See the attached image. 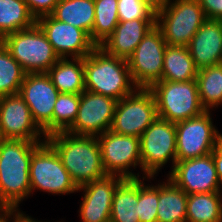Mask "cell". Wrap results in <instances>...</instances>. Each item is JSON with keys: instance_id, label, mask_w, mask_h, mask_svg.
<instances>
[{"instance_id": "obj_24", "label": "cell", "mask_w": 222, "mask_h": 222, "mask_svg": "<svg viewBox=\"0 0 222 222\" xmlns=\"http://www.w3.org/2000/svg\"><path fill=\"white\" fill-rule=\"evenodd\" d=\"M137 203L138 178H124L113 195L110 222H140Z\"/></svg>"}, {"instance_id": "obj_17", "label": "cell", "mask_w": 222, "mask_h": 222, "mask_svg": "<svg viewBox=\"0 0 222 222\" xmlns=\"http://www.w3.org/2000/svg\"><path fill=\"white\" fill-rule=\"evenodd\" d=\"M59 58H84L97 46L82 29L45 15L36 19Z\"/></svg>"}, {"instance_id": "obj_22", "label": "cell", "mask_w": 222, "mask_h": 222, "mask_svg": "<svg viewBox=\"0 0 222 222\" xmlns=\"http://www.w3.org/2000/svg\"><path fill=\"white\" fill-rule=\"evenodd\" d=\"M187 194L171 179L158 184L157 222H186Z\"/></svg>"}, {"instance_id": "obj_3", "label": "cell", "mask_w": 222, "mask_h": 222, "mask_svg": "<svg viewBox=\"0 0 222 222\" xmlns=\"http://www.w3.org/2000/svg\"><path fill=\"white\" fill-rule=\"evenodd\" d=\"M85 90L119 101L134 93V83L127 60L107 54L97 46L84 57Z\"/></svg>"}, {"instance_id": "obj_29", "label": "cell", "mask_w": 222, "mask_h": 222, "mask_svg": "<svg viewBox=\"0 0 222 222\" xmlns=\"http://www.w3.org/2000/svg\"><path fill=\"white\" fill-rule=\"evenodd\" d=\"M118 0H94L95 19L91 41L100 46L114 31L119 23Z\"/></svg>"}, {"instance_id": "obj_28", "label": "cell", "mask_w": 222, "mask_h": 222, "mask_svg": "<svg viewBox=\"0 0 222 222\" xmlns=\"http://www.w3.org/2000/svg\"><path fill=\"white\" fill-rule=\"evenodd\" d=\"M195 80L201 106L206 111L222 105V64L198 70Z\"/></svg>"}, {"instance_id": "obj_13", "label": "cell", "mask_w": 222, "mask_h": 222, "mask_svg": "<svg viewBox=\"0 0 222 222\" xmlns=\"http://www.w3.org/2000/svg\"><path fill=\"white\" fill-rule=\"evenodd\" d=\"M19 94L45 136L53 134V111L59 91L47 73L25 74Z\"/></svg>"}, {"instance_id": "obj_11", "label": "cell", "mask_w": 222, "mask_h": 222, "mask_svg": "<svg viewBox=\"0 0 222 222\" xmlns=\"http://www.w3.org/2000/svg\"><path fill=\"white\" fill-rule=\"evenodd\" d=\"M166 46L161 31L155 26L127 59L132 79L138 88L149 89L162 79Z\"/></svg>"}, {"instance_id": "obj_34", "label": "cell", "mask_w": 222, "mask_h": 222, "mask_svg": "<svg viewBox=\"0 0 222 222\" xmlns=\"http://www.w3.org/2000/svg\"><path fill=\"white\" fill-rule=\"evenodd\" d=\"M30 13L38 19L39 17L50 15L59 0H24Z\"/></svg>"}, {"instance_id": "obj_2", "label": "cell", "mask_w": 222, "mask_h": 222, "mask_svg": "<svg viewBox=\"0 0 222 222\" xmlns=\"http://www.w3.org/2000/svg\"><path fill=\"white\" fill-rule=\"evenodd\" d=\"M46 141L58 153L77 187L107 175L96 136L75 135L62 131L47 136Z\"/></svg>"}, {"instance_id": "obj_39", "label": "cell", "mask_w": 222, "mask_h": 222, "mask_svg": "<svg viewBox=\"0 0 222 222\" xmlns=\"http://www.w3.org/2000/svg\"><path fill=\"white\" fill-rule=\"evenodd\" d=\"M0 222H9V207L0 206Z\"/></svg>"}, {"instance_id": "obj_20", "label": "cell", "mask_w": 222, "mask_h": 222, "mask_svg": "<svg viewBox=\"0 0 222 222\" xmlns=\"http://www.w3.org/2000/svg\"><path fill=\"white\" fill-rule=\"evenodd\" d=\"M154 27L155 19L119 21L113 33L99 47L109 55L127 60Z\"/></svg>"}, {"instance_id": "obj_25", "label": "cell", "mask_w": 222, "mask_h": 222, "mask_svg": "<svg viewBox=\"0 0 222 222\" xmlns=\"http://www.w3.org/2000/svg\"><path fill=\"white\" fill-rule=\"evenodd\" d=\"M197 74L198 69L187 46H166L161 80L191 81Z\"/></svg>"}, {"instance_id": "obj_1", "label": "cell", "mask_w": 222, "mask_h": 222, "mask_svg": "<svg viewBox=\"0 0 222 222\" xmlns=\"http://www.w3.org/2000/svg\"><path fill=\"white\" fill-rule=\"evenodd\" d=\"M41 141L0 139V206L19 207L31 196L29 178L33 152Z\"/></svg>"}, {"instance_id": "obj_8", "label": "cell", "mask_w": 222, "mask_h": 222, "mask_svg": "<svg viewBox=\"0 0 222 222\" xmlns=\"http://www.w3.org/2000/svg\"><path fill=\"white\" fill-rule=\"evenodd\" d=\"M29 178L32 194L36 189L55 195L78 192L58 153L47 141L32 154Z\"/></svg>"}, {"instance_id": "obj_6", "label": "cell", "mask_w": 222, "mask_h": 222, "mask_svg": "<svg viewBox=\"0 0 222 222\" xmlns=\"http://www.w3.org/2000/svg\"><path fill=\"white\" fill-rule=\"evenodd\" d=\"M149 90L153 93L158 117L164 120L176 123L206 111L201 106L196 80H160Z\"/></svg>"}, {"instance_id": "obj_15", "label": "cell", "mask_w": 222, "mask_h": 222, "mask_svg": "<svg viewBox=\"0 0 222 222\" xmlns=\"http://www.w3.org/2000/svg\"><path fill=\"white\" fill-rule=\"evenodd\" d=\"M0 138L46 141L45 133L19 93L0 97Z\"/></svg>"}, {"instance_id": "obj_14", "label": "cell", "mask_w": 222, "mask_h": 222, "mask_svg": "<svg viewBox=\"0 0 222 222\" xmlns=\"http://www.w3.org/2000/svg\"><path fill=\"white\" fill-rule=\"evenodd\" d=\"M117 100L84 90L80 94L78 114L67 132L75 135L99 136L110 130Z\"/></svg>"}, {"instance_id": "obj_27", "label": "cell", "mask_w": 222, "mask_h": 222, "mask_svg": "<svg viewBox=\"0 0 222 222\" xmlns=\"http://www.w3.org/2000/svg\"><path fill=\"white\" fill-rule=\"evenodd\" d=\"M36 24L24 0H0V41L8 34Z\"/></svg>"}, {"instance_id": "obj_16", "label": "cell", "mask_w": 222, "mask_h": 222, "mask_svg": "<svg viewBox=\"0 0 222 222\" xmlns=\"http://www.w3.org/2000/svg\"><path fill=\"white\" fill-rule=\"evenodd\" d=\"M168 175L187 195L222 192L212 154L177 161Z\"/></svg>"}, {"instance_id": "obj_7", "label": "cell", "mask_w": 222, "mask_h": 222, "mask_svg": "<svg viewBox=\"0 0 222 222\" xmlns=\"http://www.w3.org/2000/svg\"><path fill=\"white\" fill-rule=\"evenodd\" d=\"M140 153L143 180L152 179L171 159L173 168L176 160V126L174 122L157 117L142 133Z\"/></svg>"}, {"instance_id": "obj_30", "label": "cell", "mask_w": 222, "mask_h": 222, "mask_svg": "<svg viewBox=\"0 0 222 222\" xmlns=\"http://www.w3.org/2000/svg\"><path fill=\"white\" fill-rule=\"evenodd\" d=\"M25 74L21 65L0 41V97L19 93Z\"/></svg>"}, {"instance_id": "obj_35", "label": "cell", "mask_w": 222, "mask_h": 222, "mask_svg": "<svg viewBox=\"0 0 222 222\" xmlns=\"http://www.w3.org/2000/svg\"><path fill=\"white\" fill-rule=\"evenodd\" d=\"M207 19L222 21V0H199Z\"/></svg>"}, {"instance_id": "obj_32", "label": "cell", "mask_w": 222, "mask_h": 222, "mask_svg": "<svg viewBox=\"0 0 222 222\" xmlns=\"http://www.w3.org/2000/svg\"><path fill=\"white\" fill-rule=\"evenodd\" d=\"M138 178V218L140 222H157L158 185H144Z\"/></svg>"}, {"instance_id": "obj_33", "label": "cell", "mask_w": 222, "mask_h": 222, "mask_svg": "<svg viewBox=\"0 0 222 222\" xmlns=\"http://www.w3.org/2000/svg\"><path fill=\"white\" fill-rule=\"evenodd\" d=\"M119 21L156 19V12L140 0H118Z\"/></svg>"}, {"instance_id": "obj_36", "label": "cell", "mask_w": 222, "mask_h": 222, "mask_svg": "<svg viewBox=\"0 0 222 222\" xmlns=\"http://www.w3.org/2000/svg\"><path fill=\"white\" fill-rule=\"evenodd\" d=\"M213 161L217 171V176L222 183V134L218 137L213 152Z\"/></svg>"}, {"instance_id": "obj_9", "label": "cell", "mask_w": 222, "mask_h": 222, "mask_svg": "<svg viewBox=\"0 0 222 222\" xmlns=\"http://www.w3.org/2000/svg\"><path fill=\"white\" fill-rule=\"evenodd\" d=\"M157 117L153 93L149 89L138 88L117 101L110 130L119 135L140 137Z\"/></svg>"}, {"instance_id": "obj_21", "label": "cell", "mask_w": 222, "mask_h": 222, "mask_svg": "<svg viewBox=\"0 0 222 222\" xmlns=\"http://www.w3.org/2000/svg\"><path fill=\"white\" fill-rule=\"evenodd\" d=\"M60 58L48 71L59 93L81 94L85 90L84 58Z\"/></svg>"}, {"instance_id": "obj_18", "label": "cell", "mask_w": 222, "mask_h": 222, "mask_svg": "<svg viewBox=\"0 0 222 222\" xmlns=\"http://www.w3.org/2000/svg\"><path fill=\"white\" fill-rule=\"evenodd\" d=\"M123 179L107 174L78 187V191L84 190L79 209L82 222H110L113 195Z\"/></svg>"}, {"instance_id": "obj_5", "label": "cell", "mask_w": 222, "mask_h": 222, "mask_svg": "<svg viewBox=\"0 0 222 222\" xmlns=\"http://www.w3.org/2000/svg\"><path fill=\"white\" fill-rule=\"evenodd\" d=\"M1 42L26 74L47 73L60 59L37 24L8 34Z\"/></svg>"}, {"instance_id": "obj_10", "label": "cell", "mask_w": 222, "mask_h": 222, "mask_svg": "<svg viewBox=\"0 0 222 222\" xmlns=\"http://www.w3.org/2000/svg\"><path fill=\"white\" fill-rule=\"evenodd\" d=\"M210 111L175 123L176 160L204 157L211 154L221 135L213 125Z\"/></svg>"}, {"instance_id": "obj_19", "label": "cell", "mask_w": 222, "mask_h": 222, "mask_svg": "<svg viewBox=\"0 0 222 222\" xmlns=\"http://www.w3.org/2000/svg\"><path fill=\"white\" fill-rule=\"evenodd\" d=\"M187 47L198 70L221 64L222 21L207 19Z\"/></svg>"}, {"instance_id": "obj_37", "label": "cell", "mask_w": 222, "mask_h": 222, "mask_svg": "<svg viewBox=\"0 0 222 222\" xmlns=\"http://www.w3.org/2000/svg\"><path fill=\"white\" fill-rule=\"evenodd\" d=\"M18 207H9V222H42L20 212ZM47 222V221H46Z\"/></svg>"}, {"instance_id": "obj_38", "label": "cell", "mask_w": 222, "mask_h": 222, "mask_svg": "<svg viewBox=\"0 0 222 222\" xmlns=\"http://www.w3.org/2000/svg\"><path fill=\"white\" fill-rule=\"evenodd\" d=\"M148 4L155 12H157L165 3L166 0H140Z\"/></svg>"}, {"instance_id": "obj_12", "label": "cell", "mask_w": 222, "mask_h": 222, "mask_svg": "<svg viewBox=\"0 0 222 222\" xmlns=\"http://www.w3.org/2000/svg\"><path fill=\"white\" fill-rule=\"evenodd\" d=\"M97 139L106 174L122 178L140 177L139 172L136 175L133 169H129L139 165L142 171L139 137L119 135L108 130L97 136Z\"/></svg>"}, {"instance_id": "obj_4", "label": "cell", "mask_w": 222, "mask_h": 222, "mask_svg": "<svg viewBox=\"0 0 222 222\" xmlns=\"http://www.w3.org/2000/svg\"><path fill=\"white\" fill-rule=\"evenodd\" d=\"M206 20L199 0H166L156 12L155 26L167 45L188 46Z\"/></svg>"}, {"instance_id": "obj_31", "label": "cell", "mask_w": 222, "mask_h": 222, "mask_svg": "<svg viewBox=\"0 0 222 222\" xmlns=\"http://www.w3.org/2000/svg\"><path fill=\"white\" fill-rule=\"evenodd\" d=\"M80 94L59 93L53 111V133L67 131L75 121Z\"/></svg>"}, {"instance_id": "obj_23", "label": "cell", "mask_w": 222, "mask_h": 222, "mask_svg": "<svg viewBox=\"0 0 222 222\" xmlns=\"http://www.w3.org/2000/svg\"><path fill=\"white\" fill-rule=\"evenodd\" d=\"M50 15L60 22L84 30L91 38L95 19L94 0H59Z\"/></svg>"}, {"instance_id": "obj_26", "label": "cell", "mask_w": 222, "mask_h": 222, "mask_svg": "<svg viewBox=\"0 0 222 222\" xmlns=\"http://www.w3.org/2000/svg\"><path fill=\"white\" fill-rule=\"evenodd\" d=\"M222 192L189 194L186 222H222Z\"/></svg>"}]
</instances>
